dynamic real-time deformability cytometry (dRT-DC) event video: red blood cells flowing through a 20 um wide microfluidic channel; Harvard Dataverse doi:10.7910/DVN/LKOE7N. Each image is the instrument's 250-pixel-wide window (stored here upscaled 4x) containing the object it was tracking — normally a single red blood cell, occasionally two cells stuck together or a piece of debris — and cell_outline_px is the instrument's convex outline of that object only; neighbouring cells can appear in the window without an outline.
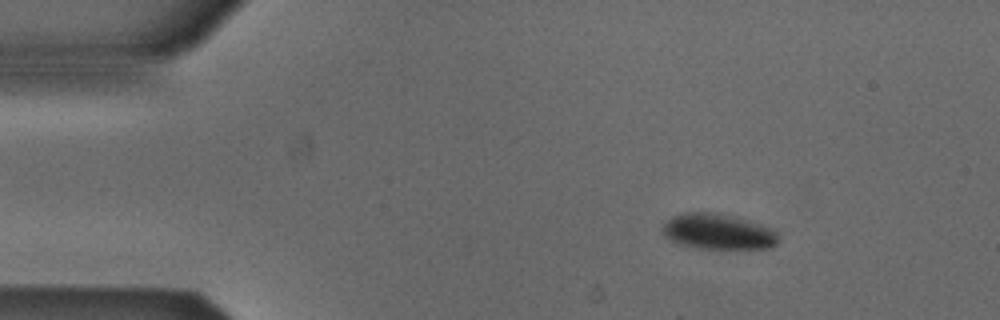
{"species": "Egyptian fruit bat (a non-hibernating species)", "species_latin": "Rousettus aegyptiacus", "temperature_condition": "cold", "stored_images_in_passage": 51, "camera_frame_rate_fps": 3000, "um_per_image_px": 0.085, "animal": {"sex": "male"}, "frame": {"image": 1, "passage_image": 7, "time_ms": 2.0, "image_size_px": [1000, 320], "cell_outline_px": [[780, 240], [772, 248], [696, 248], [676, 244], [664, 236], [660, 232], [660, 228], [664, 220], [680, 212], [712, 212], [760, 224], [776, 232], [780, 236]], "centroid_in_image_um": [60.93, 19.69], "position_along_channel_um": 24.1, "area_um2": 24.22}}
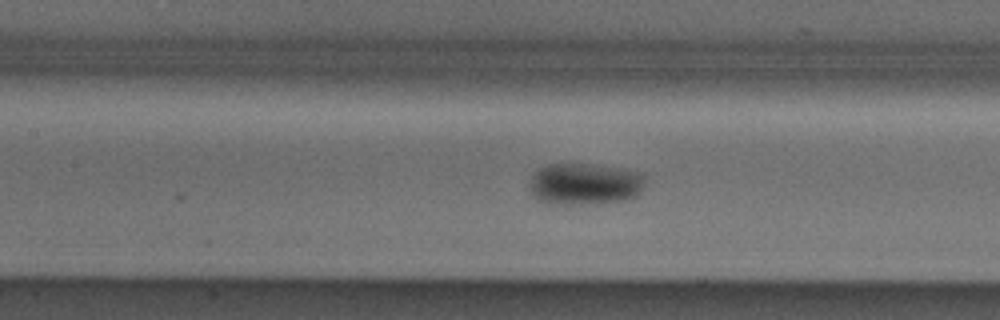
{"frame": {"image": 2, "passage_image": 23, "time_ms": 7.333, "image_size_px": [1000, 320], "cell_outline_px": [[644, 184], [640, 192], [636, 196], [628, 200], [580, 204], [548, 204], [536, 200], [528, 184], [532, 176], [540, 168], [548, 164], [592, 164], [624, 168], [644, 172]], "centroid_in_image_um": [49.72, 15.63], "position_along_channel_um": 157.7, "area_um2": 28.5}}
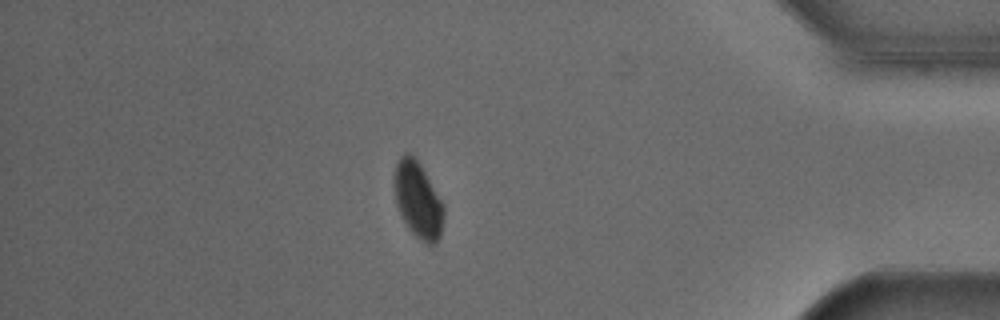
{"frame": {"image": 3, "passage_image": 45, "time_ms": 14.667, "image_size_px": [1000, 320], "cell_outline_px": [[444, 216], [440, 236], [432, 244], [428, 244], [420, 240], [408, 228], [400, 216], [396, 204], [392, 180], [392, 172], [400, 156], [404, 152], [412, 152], [416, 156], [444, 204]], "centroid_in_image_um": [35.48, 16.92], "position_along_channel_um": 399.7, "area_um2": 22.6}}